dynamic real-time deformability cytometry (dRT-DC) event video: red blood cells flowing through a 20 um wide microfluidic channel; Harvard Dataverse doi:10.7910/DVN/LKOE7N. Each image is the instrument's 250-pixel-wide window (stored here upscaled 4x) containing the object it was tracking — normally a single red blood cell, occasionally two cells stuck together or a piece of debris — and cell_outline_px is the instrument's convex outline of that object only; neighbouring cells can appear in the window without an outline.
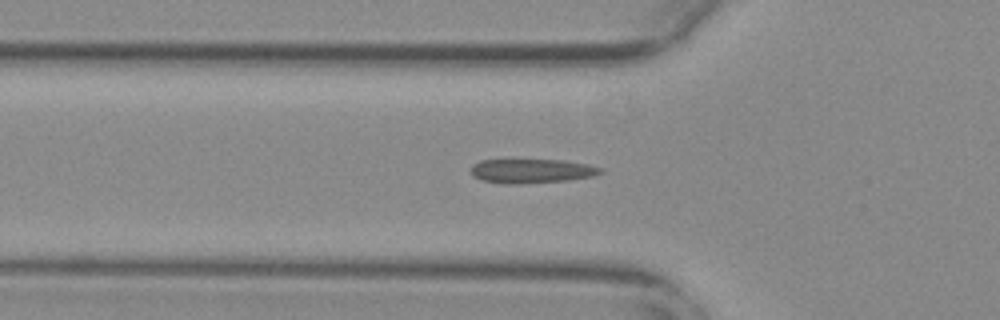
{"species": "common noctule bat (a hibernating species)", "species_latin": "Nyctalus noctula", "temperature_condition": "warm", "stored_images_in_passage": 49, "camera_frame_rate_fps": 3000, "um_per_image_px": 0.085, "animal": {"sex": "female", "body_mass_g": 29.2, "forearm_length_mm": 56.3}, "frame": {"image": 1, "passage_image": 18, "time_ms": 5.667, "image_size_px": [1000, 320], "cell_outline_px": [[604, 172], [592, 176], [568, 180], [512, 184], [504, 184], [484, 180], [472, 176], [468, 172], [468, 168], [472, 164], [480, 160], [564, 160], [588, 164], [604, 168]], "centroid_in_image_um": [45.15, 14.52], "position_along_channel_um": 80.6, "area_um2": 18.44}}
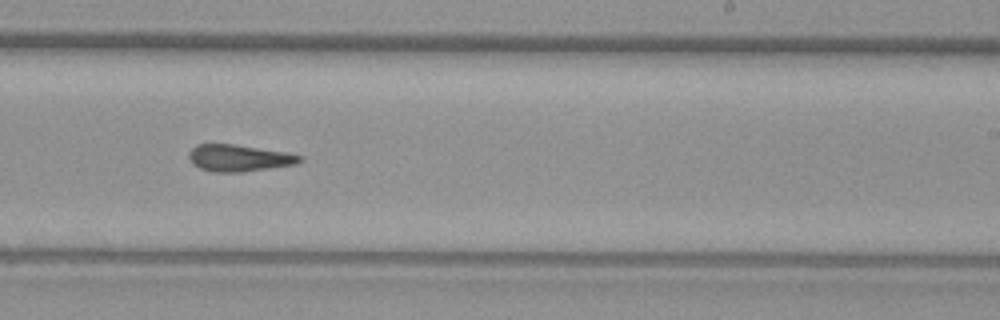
{"frame": {"image": 2, "passage_image": 33, "time_ms": 10.667, "image_size_px": [1000, 320], "cell_outline_px": [[304, 160], [296, 164], [244, 172], [212, 172], [200, 168], [192, 164], [188, 156], [188, 152], [196, 144], [232, 144], [288, 152], [304, 156]], "centroid_in_image_um": [20.33, 13.43], "position_along_channel_um": 268.7, "area_um2": 17.51}}
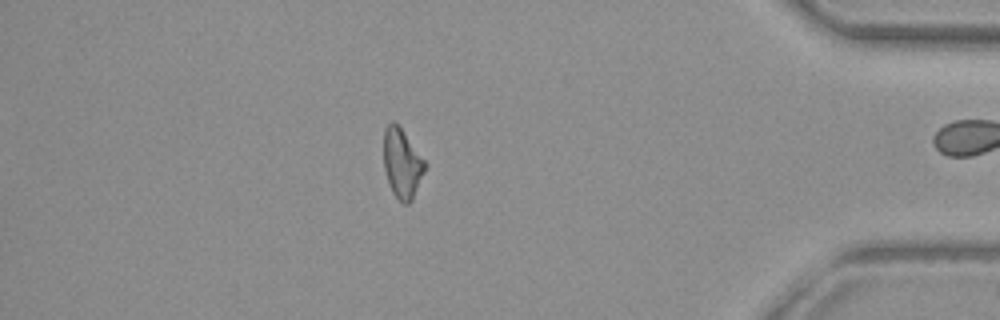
{"frame": {"image": 3, "passage_image": 47, "time_ms": 15.333, "image_size_px": [1000, 320], "cell_outline_px": [[428, 164], [412, 200], [408, 204], [404, 204], [392, 192], [384, 168], [384, 128], [392, 120], [400, 128]], "centroid_in_image_um": [34.19, 13.9], "position_along_channel_um": 401.0, "area_um2": 16.47}}